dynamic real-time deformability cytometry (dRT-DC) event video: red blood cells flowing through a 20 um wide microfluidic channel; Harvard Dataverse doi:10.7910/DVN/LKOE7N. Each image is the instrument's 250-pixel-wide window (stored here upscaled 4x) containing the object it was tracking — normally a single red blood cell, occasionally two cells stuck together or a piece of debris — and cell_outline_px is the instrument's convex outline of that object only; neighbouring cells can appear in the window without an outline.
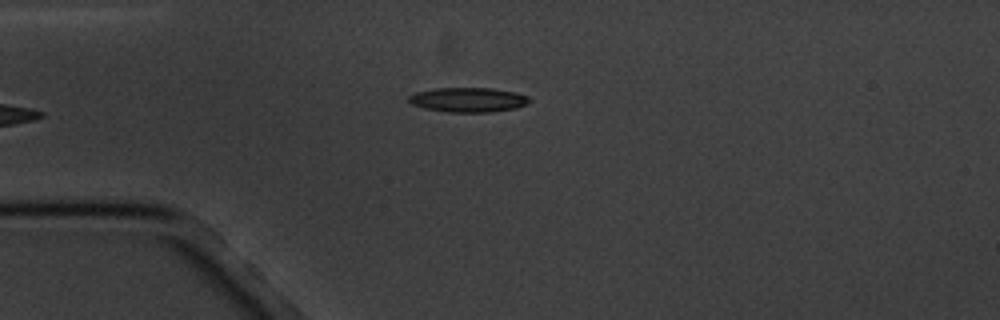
{"species": "common noctule bat (a hibernating species)", "species_latin": "Nyctalus noctula", "temperature_condition": "cold", "stored_images_in_passage": 5, "camera_frame_rate_fps": 3000, "um_per_image_px": 0.085, "animal": {"sex": "male", "body_mass_g": 20.1, "forearm_length_mm": 53.5}, "frame": {"image": 1, "passage_image": 5, "time_ms": 4.667, "image_size_px": [1000, 320], "cell_outline_px": [[532, 100], [516, 108], [488, 112], [448, 112], [424, 108], [412, 104], [408, 100], [408, 96], [416, 92], [436, 88], [492, 88], [516, 92], [528, 96]], "centroid_in_image_um": [39.79, 8.47], "position_along_channel_um": 45.2, "area_um2": 17.22}}